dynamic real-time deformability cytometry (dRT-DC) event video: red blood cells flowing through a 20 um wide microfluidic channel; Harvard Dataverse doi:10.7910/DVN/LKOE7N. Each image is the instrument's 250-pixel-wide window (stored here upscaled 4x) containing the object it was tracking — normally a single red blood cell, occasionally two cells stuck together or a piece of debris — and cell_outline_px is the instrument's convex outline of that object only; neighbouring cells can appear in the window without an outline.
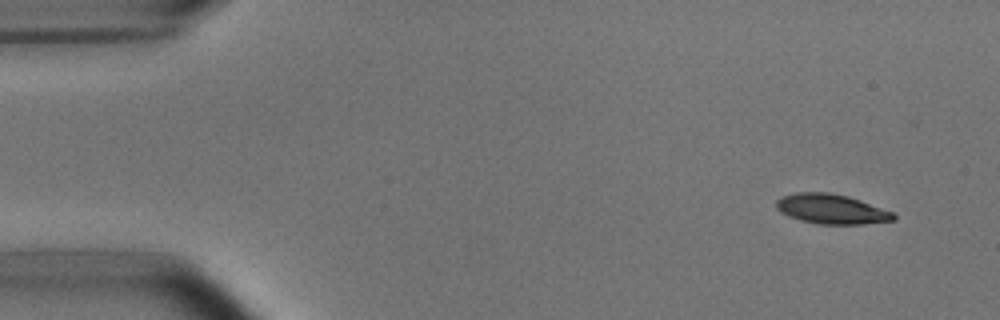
{"species": "common noctule bat (a hibernating species)", "species_latin": "Nyctalus noctula", "temperature_condition": "room temperature", "stored_images_in_passage": 4, "camera_frame_rate_fps": 3000, "um_per_image_px": 0.085, "animal": {"sex": "male", "body_mass_g": 15.6}, "frame": {"image": 1, "passage_image": 1, "time_ms": 0.0, "image_size_px": [1000, 320], "cell_outline_px": [[896, 220], [864, 224], [820, 224], [800, 220], [788, 216], [780, 212], [776, 208], [776, 200], [784, 196], [796, 192], [828, 192], [848, 196], [860, 200], [892, 212], [896, 216]], "centroid_in_image_um": [70.66, 17.77], "position_along_channel_um": 14.3, "area_um2": 20.29}}
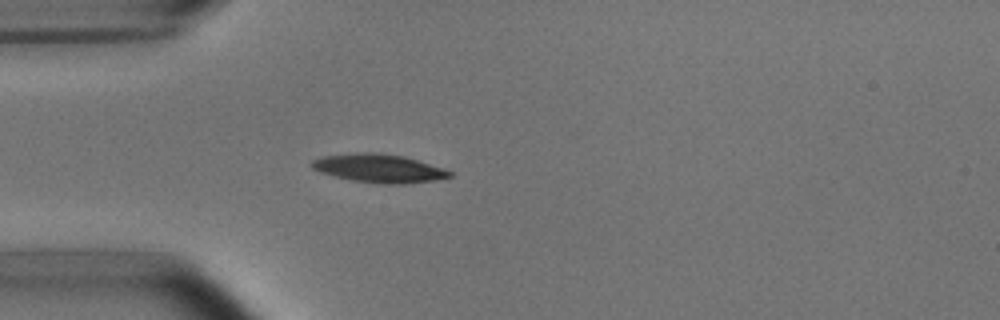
{"frame": {"image": 2, "passage_image": 4, "time_ms": 3.667, "image_size_px": [1000, 320], "cell_outline_px": [[452, 176], [436, 180], [404, 184], [380, 184], [352, 180], [320, 172], [312, 168], [312, 160], [324, 156], [356, 152], [380, 152], [404, 156], [452, 172]], "centroid_in_image_um": [32.19, 14.3], "position_along_channel_um": 52.8, "area_um2": 22.66}}